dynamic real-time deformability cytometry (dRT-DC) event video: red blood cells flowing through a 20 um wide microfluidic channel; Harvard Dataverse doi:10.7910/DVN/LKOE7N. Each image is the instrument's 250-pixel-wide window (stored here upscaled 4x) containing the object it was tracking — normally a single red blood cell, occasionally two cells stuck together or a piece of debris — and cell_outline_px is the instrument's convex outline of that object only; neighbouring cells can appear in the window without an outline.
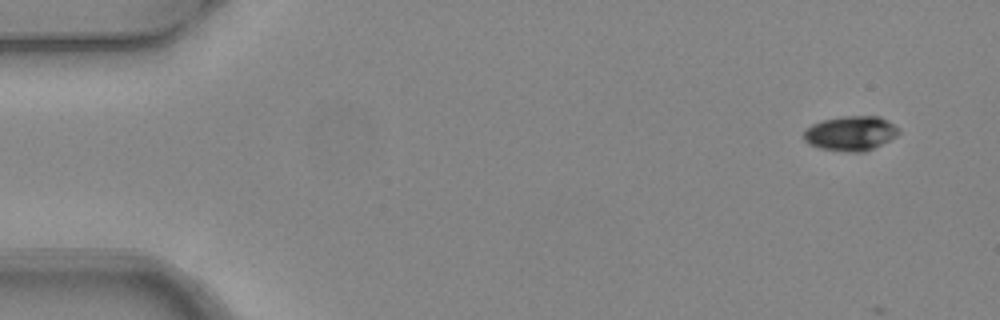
{"species": "common noctule bat (a hibernating species)", "species_latin": "Nyctalus noctula", "temperature_condition": "warm", "stored_images_in_passage": 6, "camera_frame_rate_fps": 3000, "um_per_image_px": 0.085, "animal": {"sex": "female", "body_mass_g": 24.6, "forearm_length_mm": 56.2}, "frame": {"image": 1, "passage_image": 1, "time_ms": 0.0, "image_size_px": [1000, 320], "cell_outline_px": [[900, 132], [896, 136], [864, 152], [848, 152], [820, 148], [808, 144], [804, 140], [804, 132], [812, 124], [820, 120], [844, 116], [880, 116], [888, 120]], "centroid_in_image_um": [72.27, 11.33], "position_along_channel_um": 12.7, "area_um2": 19.02}}